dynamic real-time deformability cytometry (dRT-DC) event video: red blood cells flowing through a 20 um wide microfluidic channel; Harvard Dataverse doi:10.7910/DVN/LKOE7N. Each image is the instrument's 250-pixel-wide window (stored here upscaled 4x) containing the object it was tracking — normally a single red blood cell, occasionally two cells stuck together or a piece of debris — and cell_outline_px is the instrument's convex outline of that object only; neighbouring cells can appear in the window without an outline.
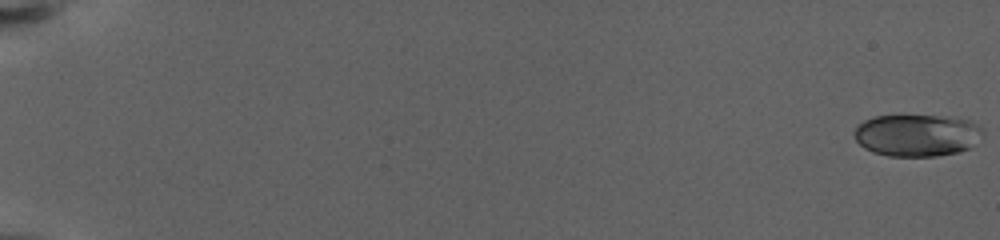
{"species": "human", "species_latin": "Homo sapiens", "temperature_condition": "warm", "stored_images_in_passage": 77, "camera_frame_rate_fps": 3000, "um_per_image_px": 0.085, "donor": {"sex": "female"}, "frame": {"image": 1, "passage_image": 1, "time_ms": 0.0, "image_size_px": [1000, 240], "cell_outline_px": [[984, 136], [968, 148], [960, 152], [936, 156], [888, 156], [872, 152], [864, 148], [856, 140], [856, 124], [872, 116], [936, 116], [968, 120], [984, 128]], "centroid_in_image_um": [77.95, 11.5], "position_along_channel_um": 7.0, "area_um2": 31.56}}
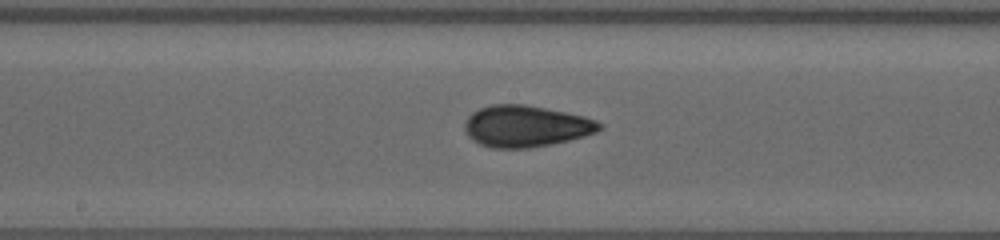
{"frame": {"image": 2, "passage_image": 44, "time_ms": 14.333, "image_size_px": [1000, 240], "cell_outline_px": [[604, 124], [596, 132], [584, 136], [552, 144], [532, 148], [492, 148], [480, 144], [472, 140], [468, 136], [464, 128], [464, 124], [468, 116], [472, 112], [480, 108], [492, 104], [524, 104], [584, 116], [596, 120]], "centroid_in_image_um": [44.68, 10.73], "position_along_channel_um": 203.5, "area_um2": 32.6}}
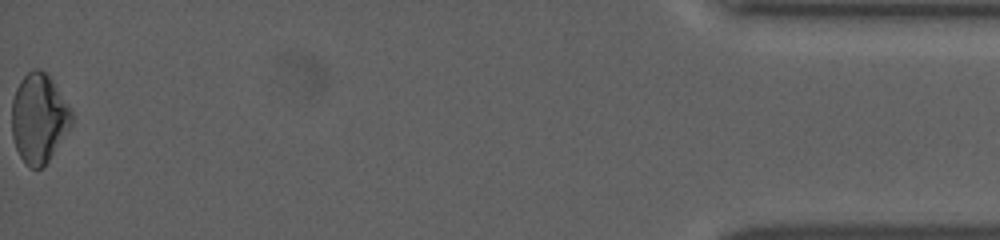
{"frame": {"image": 3, "passage_image": 77, "time_ms": 25.333, "image_size_px": [1000, 240], "cell_outline_px": [[72, 124], [48, 160], [40, 168], [28, 168], [24, 164], [16, 148], [12, 136], [12, 100], [16, 88], [20, 80], [32, 68], [40, 68], [52, 80], [72, 112]], "centroid_in_image_um": [3.28, 10.05], "position_along_channel_um": 431.9, "area_um2": 30.81}, "authors_computed_cell_mechanics": {"area_um2": 30.8074, "velocity_mm_per_s": 2.8405, "shape_relaxation_time_tau1_ms": 7.6607, "shape_relaxation_time_tau2_ms": 1.6177, "deformation_change_tau1": 0.1546, "deformation_change_tau2": 0.0399}}